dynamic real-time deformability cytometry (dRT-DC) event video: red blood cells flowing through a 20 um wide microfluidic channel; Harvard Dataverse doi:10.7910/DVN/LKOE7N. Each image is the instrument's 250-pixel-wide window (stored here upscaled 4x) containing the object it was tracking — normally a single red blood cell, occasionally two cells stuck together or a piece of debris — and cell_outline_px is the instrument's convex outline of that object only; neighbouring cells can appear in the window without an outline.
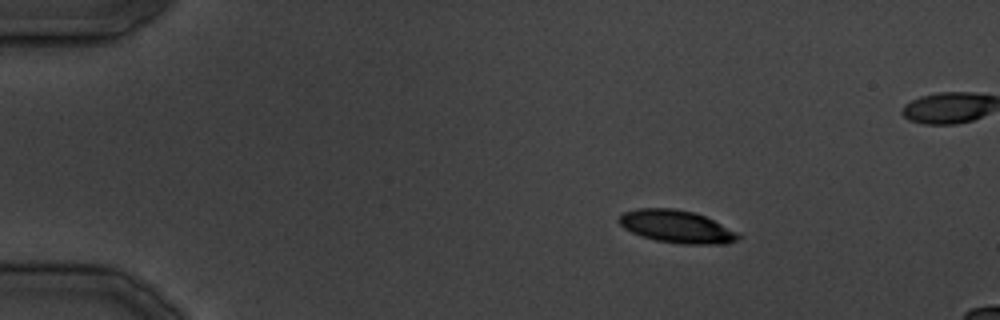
{"species": "common noctule bat (a hibernating species)", "species_latin": "Nyctalus noctula", "temperature_condition": "cold", "stored_images_in_passage": 16, "camera_frame_rate_fps": 3000, "um_per_image_px": 0.085, "animal": {"sex": "male", "body_mass_g": 19.5, "forearm_length_mm": 54.6}, "frame": {"image": 1, "passage_image": 3, "time_ms": 2.333, "image_size_px": [1000, 320], "cell_outline_px": [[740, 236], [736, 240], [728, 244], [680, 244], [656, 240], [640, 236], [624, 228], [616, 220], [624, 212], [636, 208], [676, 208], [692, 212], [704, 216], [736, 232]], "centroid_in_image_um": [57.46, 19.26], "position_along_channel_um": 27.5, "area_um2": 22.54}}
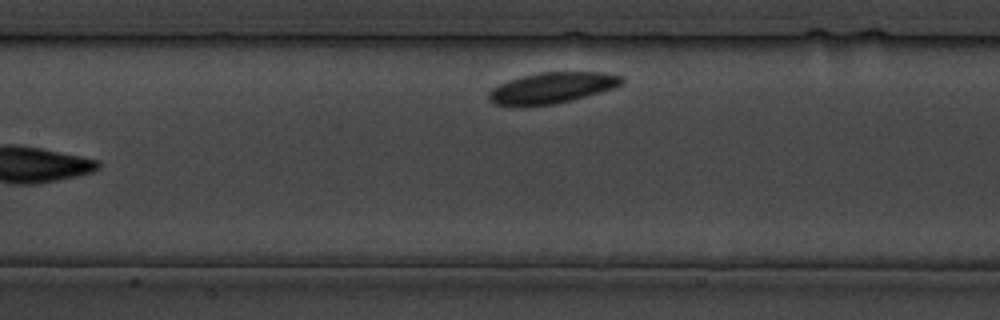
{"frame": {"image": 2, "passage_image": 16, "time_ms": 19.0, "image_size_px": [1000, 320], "cell_outline_px": [[624, 84], [600, 92], [572, 100], [556, 104], [520, 108], [512, 108], [496, 104], [488, 100], [488, 92], [492, 88], [508, 80], [540, 72], [604, 72], [624, 76]], "centroid_in_image_um": [46.88, 7.5], "position_along_channel_um": 160.5, "area_um2": 24.57}}